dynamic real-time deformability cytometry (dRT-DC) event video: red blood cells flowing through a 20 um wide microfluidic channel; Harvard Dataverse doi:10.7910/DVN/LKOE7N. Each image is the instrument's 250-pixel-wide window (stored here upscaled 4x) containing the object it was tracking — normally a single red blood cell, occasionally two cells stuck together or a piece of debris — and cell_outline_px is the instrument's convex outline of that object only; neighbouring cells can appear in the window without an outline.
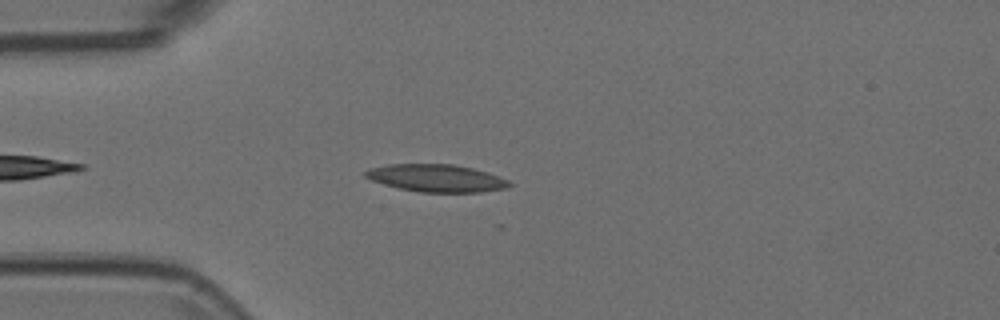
{"species": "Egyptian fruit bat (a non-hibernating species)", "species_latin": "Rousettus aegyptiacus", "temperature_condition": "room temperature", "stored_images_in_passage": 7, "camera_frame_rate_fps": 3000, "um_per_image_px": 0.085, "animal": {"sex": "female"}, "frame": {"image": 1, "passage_image": 6, "time_ms": 1.667, "image_size_px": [1000, 320], "cell_outline_px": [[512, 184], [508, 188], [480, 192], [420, 192], [396, 188], [372, 180], [364, 176], [364, 172], [372, 168], [388, 164], [452, 164], [472, 168], [488, 172], [508, 180]], "centroid_in_image_um": [37.11, 15.14], "position_along_channel_um": 47.9, "area_um2": 23.0}}